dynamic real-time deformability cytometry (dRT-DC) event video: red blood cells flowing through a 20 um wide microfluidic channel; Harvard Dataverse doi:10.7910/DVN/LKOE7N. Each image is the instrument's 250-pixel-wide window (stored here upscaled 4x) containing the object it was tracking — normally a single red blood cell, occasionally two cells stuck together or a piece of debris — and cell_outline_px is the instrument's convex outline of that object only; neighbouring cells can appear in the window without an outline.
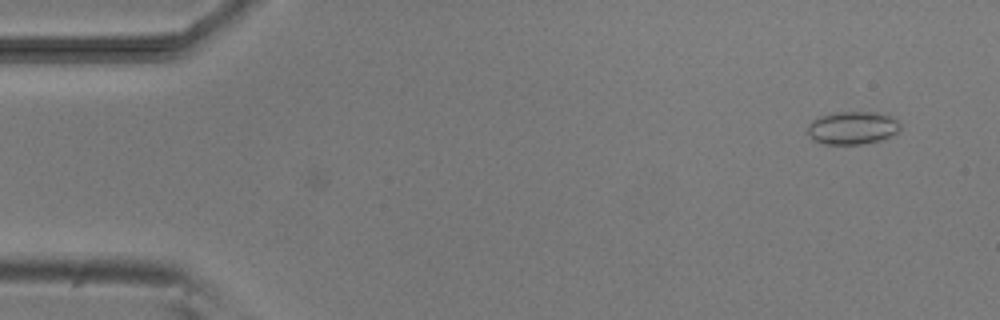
{"species": "common noctule bat (a hibernating species)", "species_latin": "Nyctalus noctula", "temperature_condition": "room temperature", "stored_images_in_passage": 44, "camera_frame_rate_fps": 3000, "um_per_image_px": 0.085, "animal": {"sex": "male", "body_mass_g": 20.5, "forearm_length_mm": 52.5}, "frame": {"image": 1, "passage_image": 1, "time_ms": 0.0, "image_size_px": [1000, 320], "cell_outline_px": [[900, 132], [892, 136], [880, 140], [860, 144], [824, 144], [812, 140], [808, 136], [808, 124], [812, 120], [820, 116], [836, 112], [880, 112], [896, 120], [900, 124]], "centroid_in_image_um": [72.45, 10.87], "position_along_channel_um": 12.6, "area_um2": 17.92}}
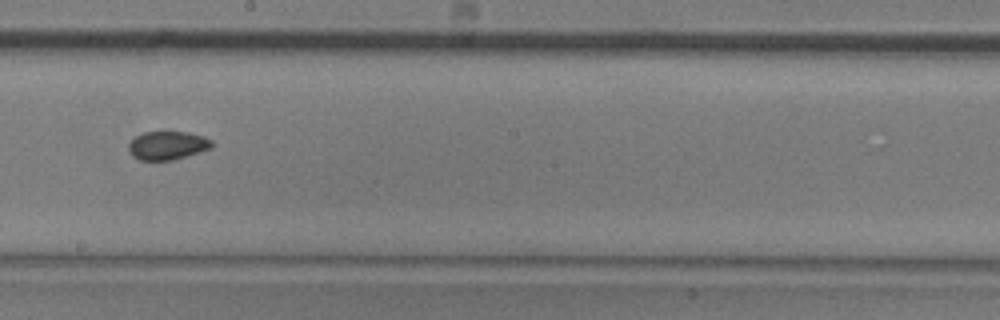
{"frame": {"image": 2, "passage_image": 27, "time_ms": 8.667, "image_size_px": [1000, 320], "cell_outline_px": [[212, 148], [172, 160], [140, 160], [132, 156], [128, 152], [128, 144], [136, 136], [144, 132], [164, 128], [168, 128], [188, 132], [204, 136], [212, 140]], "centroid_in_image_um": [14.22, 12.3], "position_along_channel_um": 234.0, "area_um2": 14.51}}
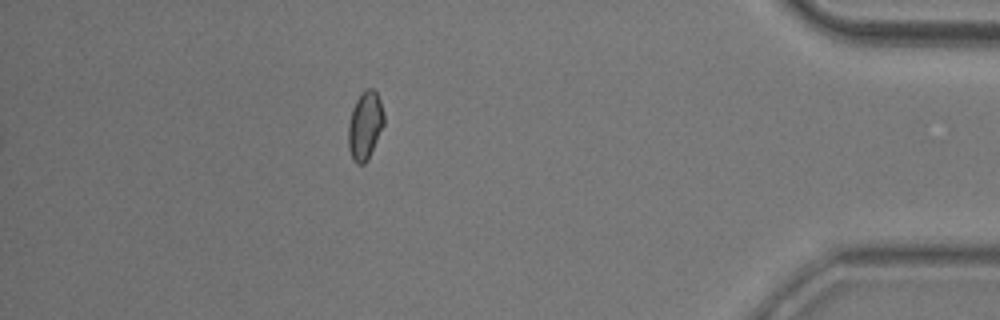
{"frame": {"image": 3, "passage_image": 44, "time_ms": 14.333, "image_size_px": [1000, 320], "cell_outline_px": [[384, 124], [368, 160], [364, 164], [356, 164], [352, 160], [348, 148], [348, 124], [352, 108], [360, 92], [364, 88], [372, 88], [376, 92], [380, 100], [384, 112]], "centroid_in_image_um": [31.01, 10.66], "position_along_channel_um": 404.2, "area_um2": 14.45}, "authors_computed_cell_mechanics": {"area_um2": 14.4789, "velocity_mm_per_s": 3.8219, "shape_relaxation_time_tau1_ms": 8.9428, "shape_relaxation_time_tau2_ms": 4.2206, "deformation_change_tau1": 0.0798, "deformation_change_tau2": 0.0624}}